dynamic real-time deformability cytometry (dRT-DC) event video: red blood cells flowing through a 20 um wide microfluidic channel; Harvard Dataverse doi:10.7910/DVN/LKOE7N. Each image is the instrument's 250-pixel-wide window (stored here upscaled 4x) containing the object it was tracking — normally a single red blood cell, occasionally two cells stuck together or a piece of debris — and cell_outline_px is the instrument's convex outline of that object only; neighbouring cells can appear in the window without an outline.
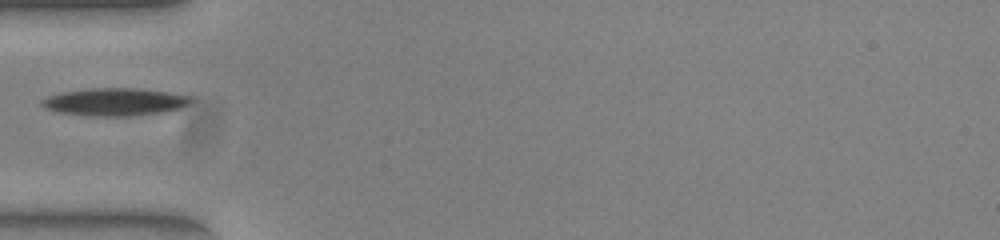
{"species": "common noctule bat (a hibernating species)", "species_latin": "Nyctalus noctula", "temperature_condition": "warm", "stored_images_in_passage": 37, "camera_frame_rate_fps": 3000, "um_per_image_px": 0.085, "animal": {"sex": "female", "body_mass_g": 23.0, "forearm_length_mm": 53.4}, "frame": {"image": 1, "passage_image": 1, "time_ms": 0.0, "image_size_px": [1000, 240], "cell_outline_px": [[192, 100], [188, 104], [180, 108], [168, 112], [128, 116], [92, 116], [60, 112], [44, 108], [40, 104], [40, 100], [48, 96], [60, 92], [92, 88], [136, 88], [168, 92], [192, 96]], "centroid_in_image_um": [9.77, 8.66], "position_along_channel_um": 75.2, "area_um2": 24.16}}
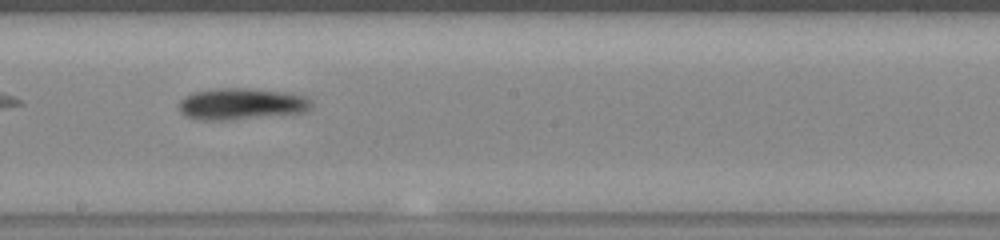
{"frame": {"image": 2, "passage_image": 13, "time_ms": 4.0, "image_size_px": [1000, 240], "cell_outline_px": [[312, 108], [308, 112], [232, 120], [200, 120], [184, 116], [180, 112], [176, 104], [184, 96], [196, 92], [216, 88], [248, 88], [288, 92], [308, 96], [312, 100]], "centroid_in_image_um": [20.55, 8.84], "position_along_channel_um": 227.7, "area_um2": 24.97}}
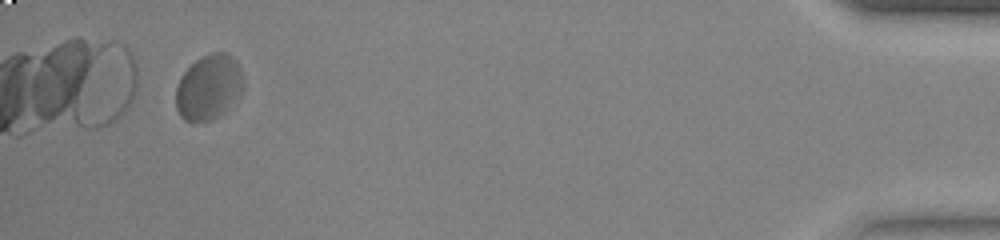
{"frame": {"image": 3, "passage_image": 34, "time_ms": 11.0, "image_size_px": [1000, 240], "cell_outline_px": [[244, 88], [224, 112], [220, 116], [212, 120], [196, 124], [192, 124], [184, 120], [180, 116], [176, 108], [176, 88], [180, 76], [196, 60], [212, 52], [228, 52], [236, 60], [240, 68], [244, 80]], "centroid_in_image_um": [17.73, 7.45], "position_along_channel_um": 417.5, "area_um2": 26.01}}